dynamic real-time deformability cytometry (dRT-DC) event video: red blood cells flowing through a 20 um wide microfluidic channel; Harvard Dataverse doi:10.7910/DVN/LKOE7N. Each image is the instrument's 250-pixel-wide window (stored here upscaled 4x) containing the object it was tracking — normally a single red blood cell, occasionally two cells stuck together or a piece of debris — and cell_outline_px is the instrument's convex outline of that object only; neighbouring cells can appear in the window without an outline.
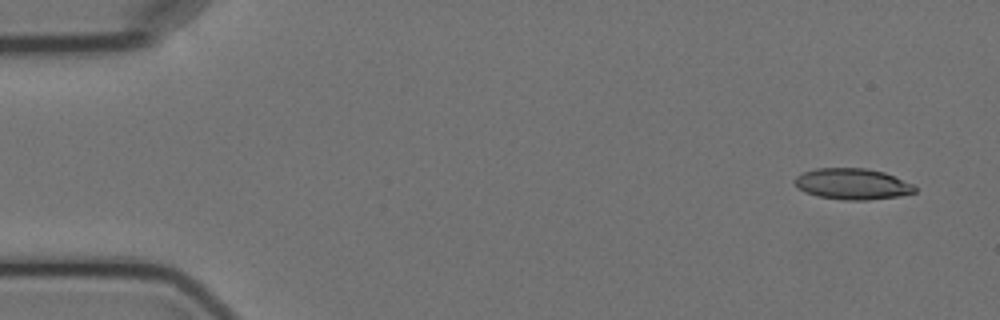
{"species": "Egyptian fruit bat (a non-hibernating species)", "species_latin": "Rousettus aegyptiacus", "temperature_condition": "cold", "stored_images_in_passage": 4, "camera_frame_rate_fps": 3000, "um_per_image_px": 0.085, "animal": {"sex": "female"}, "frame": {"image": 1, "passage_image": 1, "time_ms": 0.0, "image_size_px": [1000, 320], "cell_outline_px": [[916, 192], [900, 196], [868, 200], [844, 200], [816, 196], [804, 192], [796, 188], [792, 180], [796, 176], [804, 172], [816, 168], [864, 168], [884, 172], [912, 184], [916, 188]], "centroid_in_image_um": [72.4, 15.64], "position_along_channel_um": 12.6, "area_um2": 21.91}}
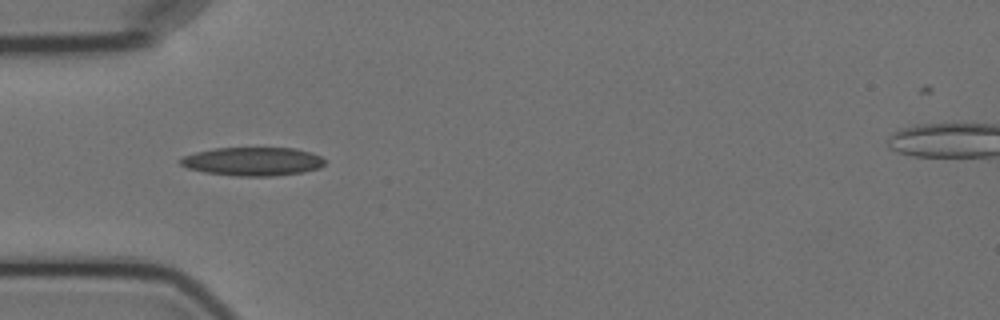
{"frame": {"image": 2, "passage_image": 4, "time_ms": 4.667, "image_size_px": [1000, 320], "cell_outline_px": [[324, 164], [320, 168], [304, 172], [272, 176], [236, 176], [204, 172], [188, 168], [180, 164], [180, 160], [184, 156], [196, 152], [216, 148], [292, 148], [312, 152], [320, 156], [324, 160]], "centroid_in_image_um": [21.5, 13.73], "position_along_channel_um": 63.5, "area_um2": 23.93}}